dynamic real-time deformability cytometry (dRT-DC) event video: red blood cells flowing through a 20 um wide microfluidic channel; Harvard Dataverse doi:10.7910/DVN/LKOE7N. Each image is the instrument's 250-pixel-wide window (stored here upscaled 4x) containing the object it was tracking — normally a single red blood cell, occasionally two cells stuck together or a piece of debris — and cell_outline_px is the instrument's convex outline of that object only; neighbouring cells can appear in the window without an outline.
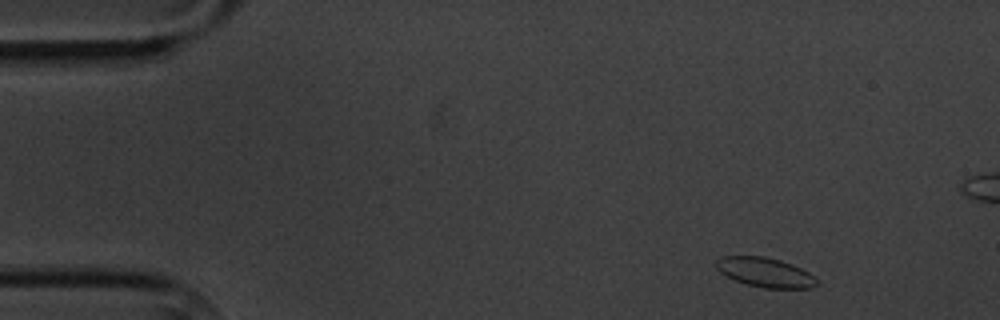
{"species": "common noctule bat (a hibernating species)", "species_latin": "Nyctalus noctula", "temperature_condition": "cold", "stored_images_in_passage": 6, "camera_frame_rate_fps": 3000, "um_per_image_px": 0.085, "animal": {"sex": "male", "body_mass_g": 20.1, "forearm_length_mm": 53.5}, "frame": {"image": 1, "passage_image": 1, "time_ms": 0.0, "image_size_px": [1000, 320], "cell_outline_px": [[816, 284], [812, 288], [764, 288], [748, 284], [736, 280], [720, 272], [716, 268], [716, 260], [724, 256], [764, 256], [780, 260], [792, 264], [808, 272], [816, 280]], "centroid_in_image_um": [65.02, 23.14], "position_along_channel_um": 20.0, "area_um2": 16.99}}
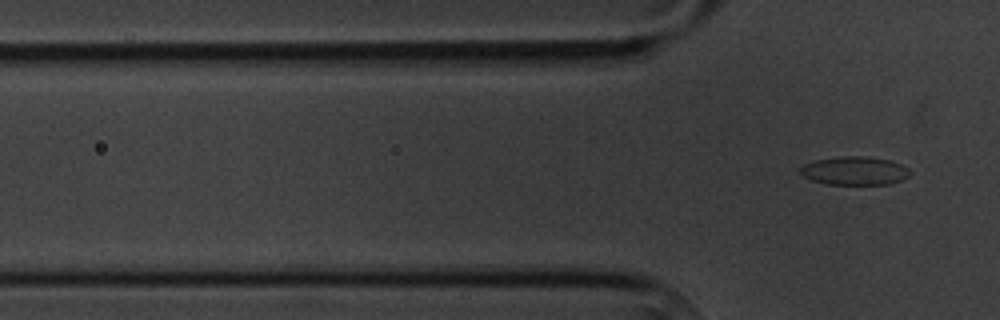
{"frame": {"image": 2, "passage_image": 6, "time_ms": 6.667, "image_size_px": [1000, 320], "cell_outline_px": [[912, 172], [908, 176], [900, 180], [888, 184], [828, 184], [812, 180], [804, 176], [800, 172], [800, 168], [804, 164], [816, 160], [844, 156], [860, 156], [892, 160], [908, 168]], "centroid_in_image_um": [72.66, 14.51], "position_along_channel_um": 53.1, "area_um2": 17.98}}